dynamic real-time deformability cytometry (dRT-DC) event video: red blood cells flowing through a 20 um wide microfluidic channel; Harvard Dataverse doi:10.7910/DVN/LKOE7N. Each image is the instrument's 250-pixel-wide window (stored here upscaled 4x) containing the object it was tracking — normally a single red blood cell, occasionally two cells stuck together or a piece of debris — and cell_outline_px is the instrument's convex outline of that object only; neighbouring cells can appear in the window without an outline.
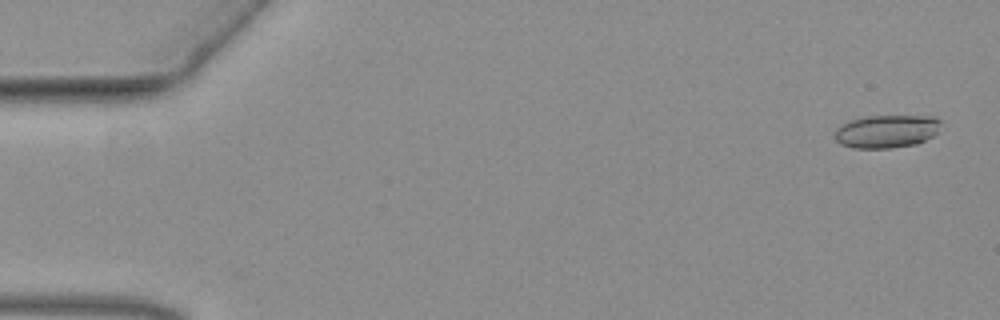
{"species": "common noctule bat (a hibernating species)", "species_latin": "Nyctalus noctula", "temperature_condition": "warm", "stored_images_in_passage": 58, "camera_frame_rate_fps": 3000, "um_per_image_px": 0.085, "animal": {"sex": "female", "body_mass_g": 19.3, "forearm_length_mm": 54.1}, "frame": {"image": 1, "passage_image": 3, "time_ms": 0.667, "image_size_px": [1000, 320], "cell_outline_px": [[940, 120], [936, 132], [932, 136], [916, 144], [892, 148], [852, 148], [840, 144], [836, 140], [836, 128], [840, 124], [864, 116], [936, 116]], "centroid_in_image_um": [75.33, 11.16], "position_along_channel_um": 9.7, "area_um2": 20.35}}
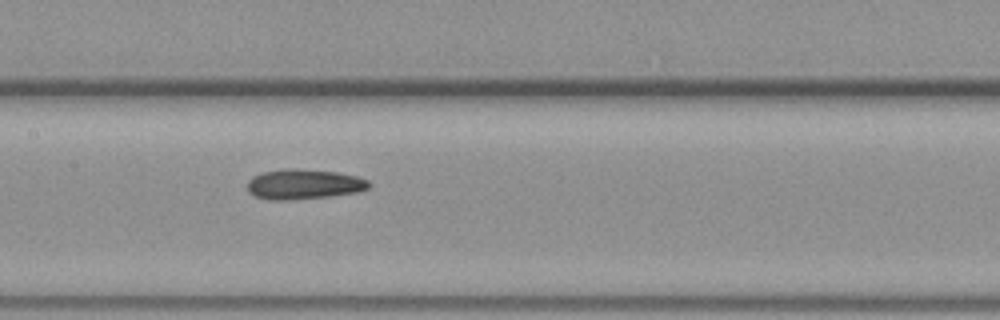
{"frame": {"image": 2, "passage_image": 29, "time_ms": 9.333, "image_size_px": [1000, 320], "cell_outline_px": [[372, 184], [368, 188], [356, 192], [328, 196], [288, 200], [268, 200], [256, 196], [248, 192], [248, 180], [252, 176], [264, 172], [284, 168], [292, 168], [336, 172], [356, 176], [368, 180]], "centroid_in_image_um": [25.8, 15.65], "position_along_channel_um": 181.6, "area_um2": 21.21}}
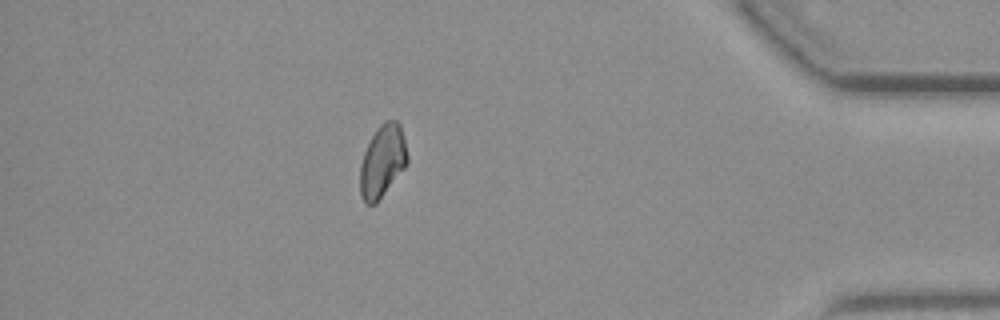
{"frame": {"image": 3, "passage_image": 51, "time_ms": 16.667, "image_size_px": [1000, 320], "cell_outline_px": [[408, 164], [376, 204], [364, 204], [360, 196], [360, 164], [364, 152], [376, 128], [384, 120], [396, 120], [400, 124], [408, 156]], "centroid_in_image_um": [32.5, 13.72], "position_along_channel_um": 402.7, "area_um2": 20.11}}